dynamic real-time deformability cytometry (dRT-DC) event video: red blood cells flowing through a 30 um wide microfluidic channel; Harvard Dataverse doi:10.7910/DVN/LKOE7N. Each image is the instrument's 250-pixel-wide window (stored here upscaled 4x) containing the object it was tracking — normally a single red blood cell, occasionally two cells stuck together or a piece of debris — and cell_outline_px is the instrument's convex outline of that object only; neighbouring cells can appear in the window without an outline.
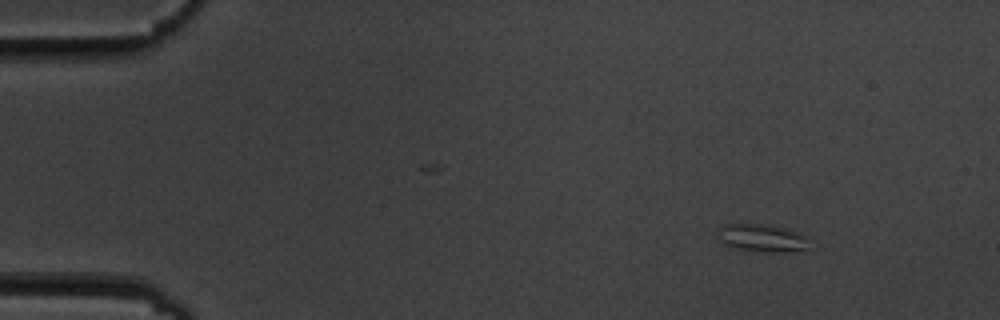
{"species": "common noctule bat (a hibernating species)", "species_latin": "Nyctalus noctula", "temperature_condition": "cold", "stored_images_in_passage": 4, "camera_frame_rate_fps": 3000, "um_per_image_px": 0.085, "animal": {"sex": "male", "body_mass_g": 19.5, "forearm_length_mm": 54.6}, "frame": {"image": 1, "passage_image": 1, "time_ms": 0.0, "image_size_px": [1000, 320], "cell_outline_px": [[808, 248], [788, 252], [764, 252], [740, 248], [728, 244], [720, 240], [716, 232], [724, 224], [772, 224], [808, 236]], "centroid_in_image_um": [64.82, 20.21], "position_along_channel_um": 20.2, "area_um2": 14.62}}
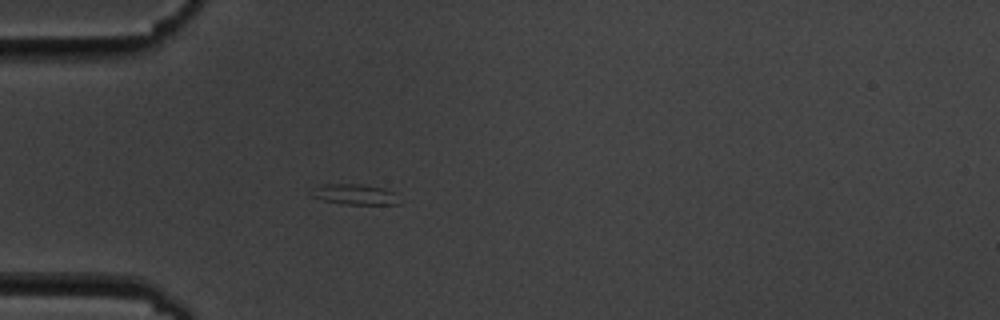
{"frame": {"image": 2, "passage_image": 4, "time_ms": 3.333, "image_size_px": [1000, 320], "cell_outline_px": [[400, 204], [344, 204], [324, 200], [312, 196], [308, 192], [324, 184], [364, 184], [384, 188], [396, 192]], "centroid_in_image_um": [30.2, 16.51], "position_along_channel_um": 54.8, "area_um2": 10.52}}